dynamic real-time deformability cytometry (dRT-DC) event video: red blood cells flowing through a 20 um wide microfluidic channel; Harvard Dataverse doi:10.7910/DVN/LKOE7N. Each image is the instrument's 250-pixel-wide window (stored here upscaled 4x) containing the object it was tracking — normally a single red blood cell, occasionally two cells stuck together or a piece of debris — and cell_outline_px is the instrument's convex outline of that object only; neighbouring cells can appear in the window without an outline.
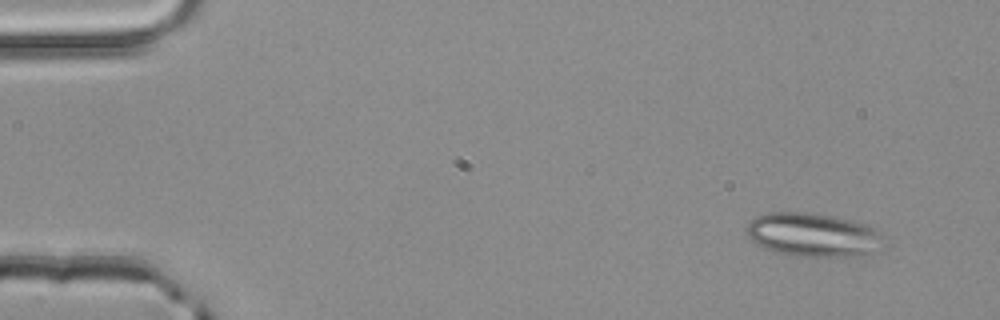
{"species": "common noctule bat (a hibernating species)", "species_latin": "Nyctalus noctula", "temperature_condition": "room temperature", "stored_images_in_passage": 53, "segment_of_instrument_passage": [1, 3], "camera_frame_rate_fps": 3000, "um_per_image_px": 0.085, "animal": {"sex": "male", "body_mass_g": 20.4}, "frame": {"image": 1, "passage_image": 5, "time_ms": 1.333, "image_size_px": [1000, 320], "cell_outline_px": [[884, 236], [876, 252], [864, 256], [804, 256], [780, 252], [764, 248], [756, 244], [748, 236], [744, 228], [756, 216], [768, 212], [804, 212], [836, 216], [864, 224], [876, 228], [884, 232]], "centroid_in_image_um": [69.14, 19.95], "position_along_channel_um": 15.9, "area_um2": 35.03}}